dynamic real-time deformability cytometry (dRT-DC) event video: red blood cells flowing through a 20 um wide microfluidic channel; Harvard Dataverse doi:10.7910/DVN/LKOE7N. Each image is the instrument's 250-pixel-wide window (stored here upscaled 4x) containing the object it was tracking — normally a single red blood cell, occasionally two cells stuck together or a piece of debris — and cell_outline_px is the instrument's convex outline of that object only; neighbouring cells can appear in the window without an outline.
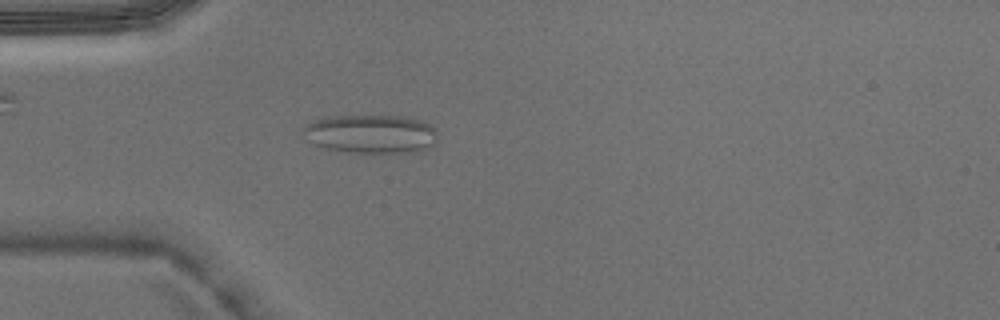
{"species": "Egyptian fruit bat (a non-hibernating species)", "species_latin": "Rousettus aegyptiacus", "temperature_condition": "warm", "stored_images_in_passage": 3, "camera_frame_rate_fps": 3000, "um_per_image_px": 0.085, "animal": {"sex": "male"}, "frame": {"image": 1, "passage_image": 3, "time_ms": 0.667, "image_size_px": [1000, 320], "cell_outline_px": [[436, 140], [428, 148], [404, 152], [348, 152], [328, 148], [312, 144], [304, 140], [300, 132], [308, 124], [324, 116], [404, 116], [420, 120], [436, 128]], "centroid_in_image_um": [31.46, 11.37], "position_along_channel_um": 53.5, "area_um2": 30.23}}